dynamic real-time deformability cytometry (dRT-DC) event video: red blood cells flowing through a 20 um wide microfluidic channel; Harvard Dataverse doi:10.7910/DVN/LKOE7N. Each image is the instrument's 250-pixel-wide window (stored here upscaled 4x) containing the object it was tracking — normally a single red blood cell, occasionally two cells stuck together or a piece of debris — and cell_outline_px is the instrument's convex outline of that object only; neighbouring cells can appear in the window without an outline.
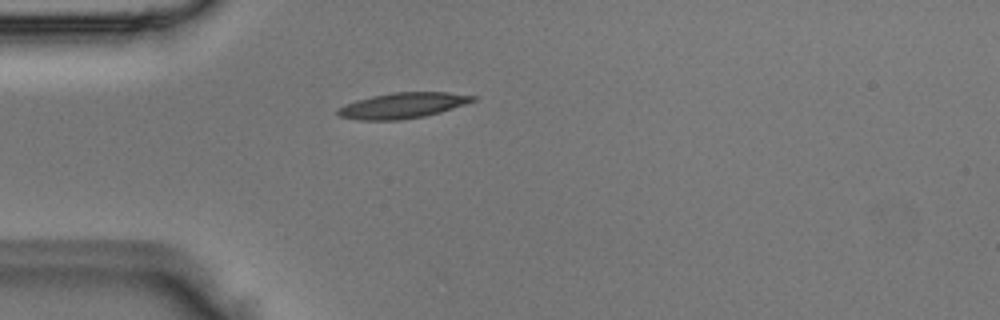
{"species": "Egyptian fruit bat (a non-hibernating species)", "species_latin": "Rousettus aegyptiacus", "temperature_condition": "room temperature", "stored_images_in_passage": 5, "camera_frame_rate_fps": 3000, "um_per_image_px": 0.085, "animal": {"sex": "male"}, "frame": {"image": 1, "passage_image": 5, "time_ms": 1.333, "image_size_px": [1000, 320], "cell_outline_px": [[476, 100], [440, 112], [424, 116], [400, 120], [360, 120], [340, 116], [336, 112], [336, 108], [356, 100], [372, 96], [392, 92], [448, 92], [476, 96]], "centroid_in_image_um": [34.2, 8.96], "position_along_channel_um": 50.8, "area_um2": 20.06}}